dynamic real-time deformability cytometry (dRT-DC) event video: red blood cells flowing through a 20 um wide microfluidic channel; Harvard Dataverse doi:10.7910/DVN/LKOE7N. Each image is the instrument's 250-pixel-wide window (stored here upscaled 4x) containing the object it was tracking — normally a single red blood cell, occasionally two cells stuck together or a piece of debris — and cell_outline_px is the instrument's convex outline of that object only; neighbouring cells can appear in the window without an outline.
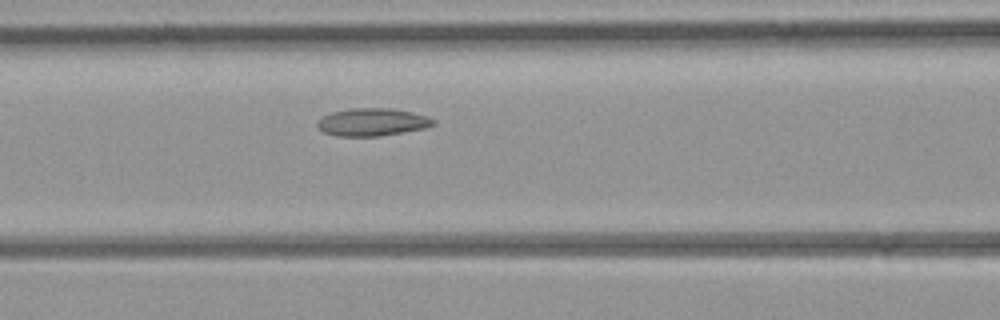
{"species": "common noctule bat (a hibernating species)", "species_latin": "Nyctalus noctula", "temperature_condition": "room temperature", "stored_images_in_passage": 4, "camera_frame_rate_fps": 3000, "um_per_image_px": 0.085, "animal": {"sex": "female", "body_mass_g": 21.9}, "frame": {"image": 1, "passage_image": 4, "time_ms": 3.333, "image_size_px": [1000, 320], "cell_outline_px": [[436, 124], [424, 128], [376, 136], [336, 136], [324, 132], [316, 124], [324, 116], [332, 112], [352, 108], [392, 108], [412, 112], [428, 116], [436, 120]], "centroid_in_image_um": [31.67, 10.37], "position_along_channel_um": 134.9, "area_um2": 18.5}}